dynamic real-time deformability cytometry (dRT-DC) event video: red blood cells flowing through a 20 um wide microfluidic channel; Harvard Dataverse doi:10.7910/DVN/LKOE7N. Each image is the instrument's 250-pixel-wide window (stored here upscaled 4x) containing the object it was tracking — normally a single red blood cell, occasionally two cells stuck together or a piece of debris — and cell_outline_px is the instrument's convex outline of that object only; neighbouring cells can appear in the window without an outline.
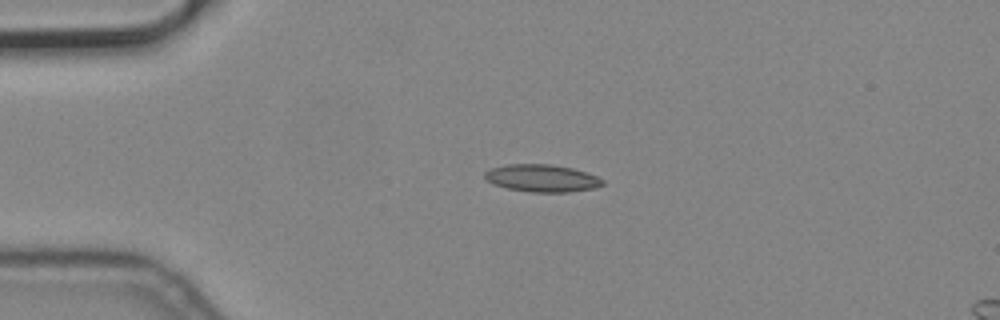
{"species": "common noctule bat (a hibernating species)", "species_latin": "Nyctalus noctula", "temperature_condition": "cold", "stored_images_in_passage": 4, "camera_frame_rate_fps": 3000, "um_per_image_px": 0.085, "animal": {"sex": "male", "body_mass_g": 19.2, "forearm_length_mm": 51.8}, "frame": {"image": 1, "passage_image": 3, "time_ms": 0.667, "image_size_px": [1000, 320], "cell_outline_px": [[604, 184], [596, 188], [568, 192], [532, 192], [508, 188], [492, 184], [484, 180], [484, 172], [488, 168], [504, 164], [552, 164], [572, 168], [588, 172], [604, 180]], "centroid_in_image_um": [46.03, 15.13], "position_along_channel_um": 39.0, "area_um2": 19.13}}